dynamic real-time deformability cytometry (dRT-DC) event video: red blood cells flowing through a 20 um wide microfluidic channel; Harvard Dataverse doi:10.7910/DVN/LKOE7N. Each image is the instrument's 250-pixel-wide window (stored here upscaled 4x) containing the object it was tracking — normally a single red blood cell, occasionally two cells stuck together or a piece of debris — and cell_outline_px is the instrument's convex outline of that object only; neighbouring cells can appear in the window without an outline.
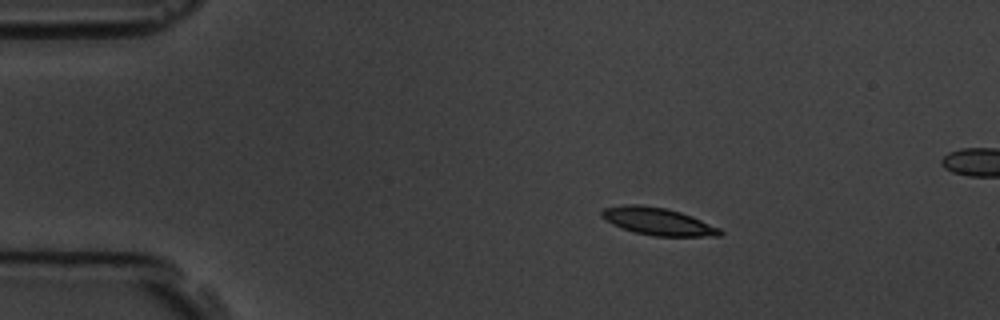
{"species": "common noctule bat (a hibernating species)", "species_latin": "Nyctalus noctula", "temperature_condition": "room temperature", "stored_images_in_passage": 7, "camera_frame_rate_fps": 3000, "um_per_image_px": 0.085, "animal": {"sex": "male", "body_mass_g": 19.5, "forearm_length_mm": 54.6}, "frame": {"image": 1, "passage_image": 4, "time_ms": 3.333, "image_size_px": [1000, 320], "cell_outline_px": [[724, 232], [720, 236], [652, 236], [620, 228], [604, 220], [600, 216], [600, 212], [604, 208], [624, 204], [640, 204], [668, 208], [692, 216], [720, 228]], "centroid_in_image_um": [55.89, 18.81], "position_along_channel_um": 29.1, "area_um2": 19.13}}